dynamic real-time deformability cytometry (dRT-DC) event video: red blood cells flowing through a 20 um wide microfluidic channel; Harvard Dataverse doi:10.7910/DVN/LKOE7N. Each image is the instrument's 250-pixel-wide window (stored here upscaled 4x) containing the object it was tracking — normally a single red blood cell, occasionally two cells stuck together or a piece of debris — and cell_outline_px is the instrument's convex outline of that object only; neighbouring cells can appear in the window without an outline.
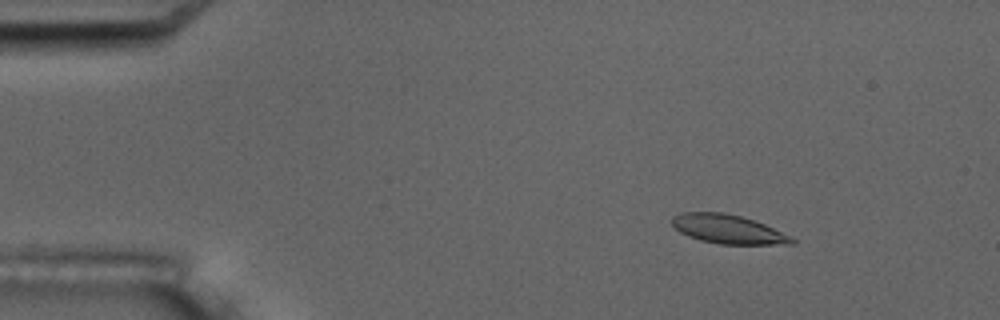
{"species": "common noctule bat (a hibernating species)", "species_latin": "Nyctalus noctula", "temperature_condition": "room temperature", "stored_images_in_passage": 6, "camera_frame_rate_fps": 3000, "um_per_image_px": 0.085, "animal": {"sex": "male", "body_mass_g": 17.5, "forearm_length_mm": 52.3}, "frame": {"image": 1, "passage_image": 3, "time_ms": 2.0, "image_size_px": [1000, 320], "cell_outline_px": [[796, 244], [720, 244], [700, 240], [688, 236], [680, 232], [672, 224], [672, 216], [680, 212], [724, 212], [740, 216], [764, 224], [792, 236], [796, 240]], "centroid_in_image_um": [61.89, 19.48], "position_along_channel_um": 23.1, "area_um2": 20.23}}